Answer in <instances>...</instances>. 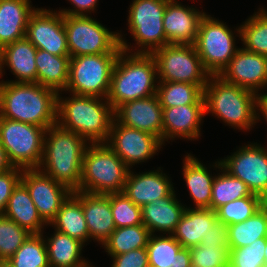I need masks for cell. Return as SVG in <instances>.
Segmentation results:
<instances>
[{"mask_svg": "<svg viewBox=\"0 0 267 267\" xmlns=\"http://www.w3.org/2000/svg\"><path fill=\"white\" fill-rule=\"evenodd\" d=\"M168 175L163 173L161 167L142 173H133L131 169L127 174L123 193L138 206H144L161 198H166L173 191Z\"/></svg>", "mask_w": 267, "mask_h": 267, "instance_id": "cell-20", "label": "cell"}, {"mask_svg": "<svg viewBox=\"0 0 267 267\" xmlns=\"http://www.w3.org/2000/svg\"><path fill=\"white\" fill-rule=\"evenodd\" d=\"M166 4L167 0L132 1L128 11L127 25L129 32L133 35V39L136 42L135 44L138 46L135 51L134 48L132 49L127 44V41L122 37V33H118L122 51L151 54L154 50L168 44L163 27V15Z\"/></svg>", "mask_w": 267, "mask_h": 267, "instance_id": "cell-7", "label": "cell"}, {"mask_svg": "<svg viewBox=\"0 0 267 267\" xmlns=\"http://www.w3.org/2000/svg\"><path fill=\"white\" fill-rule=\"evenodd\" d=\"M264 258H265V264H266V267H267V241H266V247H265Z\"/></svg>", "mask_w": 267, "mask_h": 267, "instance_id": "cell-51", "label": "cell"}, {"mask_svg": "<svg viewBox=\"0 0 267 267\" xmlns=\"http://www.w3.org/2000/svg\"><path fill=\"white\" fill-rule=\"evenodd\" d=\"M111 258L113 259L111 267H149L146 247L114 255Z\"/></svg>", "mask_w": 267, "mask_h": 267, "instance_id": "cell-45", "label": "cell"}, {"mask_svg": "<svg viewBox=\"0 0 267 267\" xmlns=\"http://www.w3.org/2000/svg\"><path fill=\"white\" fill-rule=\"evenodd\" d=\"M110 206L116 228L142 224L141 206L135 205L123 192L110 194Z\"/></svg>", "mask_w": 267, "mask_h": 267, "instance_id": "cell-41", "label": "cell"}, {"mask_svg": "<svg viewBox=\"0 0 267 267\" xmlns=\"http://www.w3.org/2000/svg\"><path fill=\"white\" fill-rule=\"evenodd\" d=\"M21 182L27 187L40 217L47 225L56 218L62 204L73 193L38 168L23 169Z\"/></svg>", "mask_w": 267, "mask_h": 267, "instance_id": "cell-16", "label": "cell"}, {"mask_svg": "<svg viewBox=\"0 0 267 267\" xmlns=\"http://www.w3.org/2000/svg\"><path fill=\"white\" fill-rule=\"evenodd\" d=\"M262 207V197L247 196L222 205L216 210V214L218 221L232 225L247 220Z\"/></svg>", "mask_w": 267, "mask_h": 267, "instance_id": "cell-39", "label": "cell"}, {"mask_svg": "<svg viewBox=\"0 0 267 267\" xmlns=\"http://www.w3.org/2000/svg\"><path fill=\"white\" fill-rule=\"evenodd\" d=\"M89 143L57 123L46 129L43 157L38 167L72 192L80 190L83 155Z\"/></svg>", "mask_w": 267, "mask_h": 267, "instance_id": "cell-2", "label": "cell"}, {"mask_svg": "<svg viewBox=\"0 0 267 267\" xmlns=\"http://www.w3.org/2000/svg\"><path fill=\"white\" fill-rule=\"evenodd\" d=\"M23 169L13 167L12 169L0 173V213L6 210L9 198L14 188L21 181Z\"/></svg>", "mask_w": 267, "mask_h": 267, "instance_id": "cell-44", "label": "cell"}, {"mask_svg": "<svg viewBox=\"0 0 267 267\" xmlns=\"http://www.w3.org/2000/svg\"><path fill=\"white\" fill-rule=\"evenodd\" d=\"M262 201H263V206L265 208H267V193L265 194V196L262 198Z\"/></svg>", "mask_w": 267, "mask_h": 267, "instance_id": "cell-50", "label": "cell"}, {"mask_svg": "<svg viewBox=\"0 0 267 267\" xmlns=\"http://www.w3.org/2000/svg\"><path fill=\"white\" fill-rule=\"evenodd\" d=\"M60 94H57V124L89 144L106 143L114 119L107 98L75 94L64 98Z\"/></svg>", "mask_w": 267, "mask_h": 267, "instance_id": "cell-3", "label": "cell"}, {"mask_svg": "<svg viewBox=\"0 0 267 267\" xmlns=\"http://www.w3.org/2000/svg\"><path fill=\"white\" fill-rule=\"evenodd\" d=\"M183 178L188 187L191 199L195 208L210 209L211 191L215 175L210 174V170L191 154L185 155L183 159Z\"/></svg>", "mask_w": 267, "mask_h": 267, "instance_id": "cell-29", "label": "cell"}, {"mask_svg": "<svg viewBox=\"0 0 267 267\" xmlns=\"http://www.w3.org/2000/svg\"><path fill=\"white\" fill-rule=\"evenodd\" d=\"M163 144L174 138L197 140L205 117V104L179 105L163 108Z\"/></svg>", "mask_w": 267, "mask_h": 267, "instance_id": "cell-22", "label": "cell"}, {"mask_svg": "<svg viewBox=\"0 0 267 267\" xmlns=\"http://www.w3.org/2000/svg\"><path fill=\"white\" fill-rule=\"evenodd\" d=\"M266 238H259L248 246L229 248V267H266Z\"/></svg>", "mask_w": 267, "mask_h": 267, "instance_id": "cell-42", "label": "cell"}, {"mask_svg": "<svg viewBox=\"0 0 267 267\" xmlns=\"http://www.w3.org/2000/svg\"><path fill=\"white\" fill-rule=\"evenodd\" d=\"M191 261L198 267H229V247L197 245L189 248Z\"/></svg>", "mask_w": 267, "mask_h": 267, "instance_id": "cell-43", "label": "cell"}, {"mask_svg": "<svg viewBox=\"0 0 267 267\" xmlns=\"http://www.w3.org/2000/svg\"><path fill=\"white\" fill-rule=\"evenodd\" d=\"M82 204L91 241L103 244L116 229L110 206V194H93L83 191L72 193Z\"/></svg>", "mask_w": 267, "mask_h": 267, "instance_id": "cell-21", "label": "cell"}, {"mask_svg": "<svg viewBox=\"0 0 267 267\" xmlns=\"http://www.w3.org/2000/svg\"><path fill=\"white\" fill-rule=\"evenodd\" d=\"M260 110V111H259ZM262 114V115H261ZM257 123L260 121V116L264 118L267 123V93H259L257 95Z\"/></svg>", "mask_w": 267, "mask_h": 267, "instance_id": "cell-48", "label": "cell"}, {"mask_svg": "<svg viewBox=\"0 0 267 267\" xmlns=\"http://www.w3.org/2000/svg\"><path fill=\"white\" fill-rule=\"evenodd\" d=\"M190 267H198V266L191 264Z\"/></svg>", "mask_w": 267, "mask_h": 267, "instance_id": "cell-52", "label": "cell"}, {"mask_svg": "<svg viewBox=\"0 0 267 267\" xmlns=\"http://www.w3.org/2000/svg\"><path fill=\"white\" fill-rule=\"evenodd\" d=\"M35 10L30 0H0V50L26 37L28 21Z\"/></svg>", "mask_w": 267, "mask_h": 267, "instance_id": "cell-26", "label": "cell"}, {"mask_svg": "<svg viewBox=\"0 0 267 267\" xmlns=\"http://www.w3.org/2000/svg\"><path fill=\"white\" fill-rule=\"evenodd\" d=\"M223 22L205 14L194 43L204 69L211 76L219 75L239 49L234 31Z\"/></svg>", "mask_w": 267, "mask_h": 267, "instance_id": "cell-12", "label": "cell"}, {"mask_svg": "<svg viewBox=\"0 0 267 267\" xmlns=\"http://www.w3.org/2000/svg\"><path fill=\"white\" fill-rule=\"evenodd\" d=\"M199 245H218L221 247H229L228 242V225L217 221L210 233L204 237Z\"/></svg>", "mask_w": 267, "mask_h": 267, "instance_id": "cell-46", "label": "cell"}, {"mask_svg": "<svg viewBox=\"0 0 267 267\" xmlns=\"http://www.w3.org/2000/svg\"><path fill=\"white\" fill-rule=\"evenodd\" d=\"M43 234H31L4 265L6 267H50Z\"/></svg>", "mask_w": 267, "mask_h": 267, "instance_id": "cell-38", "label": "cell"}, {"mask_svg": "<svg viewBox=\"0 0 267 267\" xmlns=\"http://www.w3.org/2000/svg\"><path fill=\"white\" fill-rule=\"evenodd\" d=\"M129 168L106 144H89L83 155L80 191L93 194L122 192Z\"/></svg>", "mask_w": 267, "mask_h": 267, "instance_id": "cell-6", "label": "cell"}, {"mask_svg": "<svg viewBox=\"0 0 267 267\" xmlns=\"http://www.w3.org/2000/svg\"><path fill=\"white\" fill-rule=\"evenodd\" d=\"M147 248L149 267H190L189 248H184L172 235L151 234Z\"/></svg>", "mask_w": 267, "mask_h": 267, "instance_id": "cell-28", "label": "cell"}, {"mask_svg": "<svg viewBox=\"0 0 267 267\" xmlns=\"http://www.w3.org/2000/svg\"><path fill=\"white\" fill-rule=\"evenodd\" d=\"M44 239L50 267L93 266L82 257V249L85 245L79 240L57 230H54L53 235Z\"/></svg>", "mask_w": 267, "mask_h": 267, "instance_id": "cell-30", "label": "cell"}, {"mask_svg": "<svg viewBox=\"0 0 267 267\" xmlns=\"http://www.w3.org/2000/svg\"><path fill=\"white\" fill-rule=\"evenodd\" d=\"M267 231V208L264 206L247 220L228 225L229 248L248 246L259 238H265Z\"/></svg>", "mask_w": 267, "mask_h": 267, "instance_id": "cell-36", "label": "cell"}, {"mask_svg": "<svg viewBox=\"0 0 267 267\" xmlns=\"http://www.w3.org/2000/svg\"><path fill=\"white\" fill-rule=\"evenodd\" d=\"M204 87L183 82H158L156 94L162 108L205 104Z\"/></svg>", "mask_w": 267, "mask_h": 267, "instance_id": "cell-34", "label": "cell"}, {"mask_svg": "<svg viewBox=\"0 0 267 267\" xmlns=\"http://www.w3.org/2000/svg\"><path fill=\"white\" fill-rule=\"evenodd\" d=\"M13 168V165L9 162L5 148L0 142V173L6 172Z\"/></svg>", "mask_w": 267, "mask_h": 267, "instance_id": "cell-49", "label": "cell"}, {"mask_svg": "<svg viewBox=\"0 0 267 267\" xmlns=\"http://www.w3.org/2000/svg\"><path fill=\"white\" fill-rule=\"evenodd\" d=\"M218 76L258 95L267 87V56L239 48Z\"/></svg>", "mask_w": 267, "mask_h": 267, "instance_id": "cell-17", "label": "cell"}, {"mask_svg": "<svg viewBox=\"0 0 267 267\" xmlns=\"http://www.w3.org/2000/svg\"><path fill=\"white\" fill-rule=\"evenodd\" d=\"M235 31L245 50L267 56V9L260 7Z\"/></svg>", "mask_w": 267, "mask_h": 267, "instance_id": "cell-35", "label": "cell"}, {"mask_svg": "<svg viewBox=\"0 0 267 267\" xmlns=\"http://www.w3.org/2000/svg\"><path fill=\"white\" fill-rule=\"evenodd\" d=\"M30 235L26 229L0 213V264L7 262Z\"/></svg>", "mask_w": 267, "mask_h": 267, "instance_id": "cell-40", "label": "cell"}, {"mask_svg": "<svg viewBox=\"0 0 267 267\" xmlns=\"http://www.w3.org/2000/svg\"><path fill=\"white\" fill-rule=\"evenodd\" d=\"M222 168L241 179L252 194L264 197L267 193V148L251 143L239 147L220 160Z\"/></svg>", "mask_w": 267, "mask_h": 267, "instance_id": "cell-13", "label": "cell"}, {"mask_svg": "<svg viewBox=\"0 0 267 267\" xmlns=\"http://www.w3.org/2000/svg\"><path fill=\"white\" fill-rule=\"evenodd\" d=\"M64 28L70 57L120 53L119 32L107 27L91 16L64 15Z\"/></svg>", "mask_w": 267, "mask_h": 267, "instance_id": "cell-10", "label": "cell"}, {"mask_svg": "<svg viewBox=\"0 0 267 267\" xmlns=\"http://www.w3.org/2000/svg\"><path fill=\"white\" fill-rule=\"evenodd\" d=\"M163 108L157 94L125 102L114 110L120 124L158 137L163 143Z\"/></svg>", "mask_w": 267, "mask_h": 267, "instance_id": "cell-18", "label": "cell"}, {"mask_svg": "<svg viewBox=\"0 0 267 267\" xmlns=\"http://www.w3.org/2000/svg\"><path fill=\"white\" fill-rule=\"evenodd\" d=\"M46 128L0 116V142L13 167L38 168L44 147Z\"/></svg>", "mask_w": 267, "mask_h": 267, "instance_id": "cell-9", "label": "cell"}, {"mask_svg": "<svg viewBox=\"0 0 267 267\" xmlns=\"http://www.w3.org/2000/svg\"><path fill=\"white\" fill-rule=\"evenodd\" d=\"M157 81V82H156ZM157 66L151 54L120 51L113 68L107 101L119 105L157 93Z\"/></svg>", "mask_w": 267, "mask_h": 267, "instance_id": "cell-4", "label": "cell"}, {"mask_svg": "<svg viewBox=\"0 0 267 267\" xmlns=\"http://www.w3.org/2000/svg\"><path fill=\"white\" fill-rule=\"evenodd\" d=\"M82 242L90 240L81 202L71 194L57 212L49 226Z\"/></svg>", "mask_w": 267, "mask_h": 267, "instance_id": "cell-32", "label": "cell"}, {"mask_svg": "<svg viewBox=\"0 0 267 267\" xmlns=\"http://www.w3.org/2000/svg\"><path fill=\"white\" fill-rule=\"evenodd\" d=\"M57 92L37 82L0 81V116L48 129L57 123Z\"/></svg>", "mask_w": 267, "mask_h": 267, "instance_id": "cell-1", "label": "cell"}, {"mask_svg": "<svg viewBox=\"0 0 267 267\" xmlns=\"http://www.w3.org/2000/svg\"><path fill=\"white\" fill-rule=\"evenodd\" d=\"M150 236L151 233L144 224L119 227L112 232L102 247L110 256L119 255L146 247Z\"/></svg>", "mask_w": 267, "mask_h": 267, "instance_id": "cell-37", "label": "cell"}, {"mask_svg": "<svg viewBox=\"0 0 267 267\" xmlns=\"http://www.w3.org/2000/svg\"><path fill=\"white\" fill-rule=\"evenodd\" d=\"M204 100L206 114L212 113L234 129L250 131L257 123V94L218 75L209 77Z\"/></svg>", "mask_w": 267, "mask_h": 267, "instance_id": "cell-5", "label": "cell"}, {"mask_svg": "<svg viewBox=\"0 0 267 267\" xmlns=\"http://www.w3.org/2000/svg\"><path fill=\"white\" fill-rule=\"evenodd\" d=\"M215 164V165H214ZM213 164L220 172L216 175L212 184L210 209L216 211L219 207L236 199L247 196H258L252 194L248 186L238 178L231 176L222 168L220 159Z\"/></svg>", "mask_w": 267, "mask_h": 267, "instance_id": "cell-33", "label": "cell"}, {"mask_svg": "<svg viewBox=\"0 0 267 267\" xmlns=\"http://www.w3.org/2000/svg\"><path fill=\"white\" fill-rule=\"evenodd\" d=\"M106 144L131 169L135 164L151 159L164 145L148 132L126 127L113 119Z\"/></svg>", "mask_w": 267, "mask_h": 267, "instance_id": "cell-14", "label": "cell"}, {"mask_svg": "<svg viewBox=\"0 0 267 267\" xmlns=\"http://www.w3.org/2000/svg\"><path fill=\"white\" fill-rule=\"evenodd\" d=\"M218 221L216 211L186 207L175 231L171 234L184 248L201 243Z\"/></svg>", "mask_w": 267, "mask_h": 267, "instance_id": "cell-25", "label": "cell"}, {"mask_svg": "<svg viewBox=\"0 0 267 267\" xmlns=\"http://www.w3.org/2000/svg\"><path fill=\"white\" fill-rule=\"evenodd\" d=\"M202 11L196 7H186L176 0H167L163 27L168 44L194 45L200 21L206 14Z\"/></svg>", "mask_w": 267, "mask_h": 267, "instance_id": "cell-19", "label": "cell"}, {"mask_svg": "<svg viewBox=\"0 0 267 267\" xmlns=\"http://www.w3.org/2000/svg\"><path fill=\"white\" fill-rule=\"evenodd\" d=\"M175 190L166 198L158 199L141 207L142 224L150 231L171 235L186 207L178 201ZM183 204V205H182Z\"/></svg>", "mask_w": 267, "mask_h": 267, "instance_id": "cell-24", "label": "cell"}, {"mask_svg": "<svg viewBox=\"0 0 267 267\" xmlns=\"http://www.w3.org/2000/svg\"><path fill=\"white\" fill-rule=\"evenodd\" d=\"M119 53L81 55L70 58L65 92L107 98Z\"/></svg>", "mask_w": 267, "mask_h": 267, "instance_id": "cell-8", "label": "cell"}, {"mask_svg": "<svg viewBox=\"0 0 267 267\" xmlns=\"http://www.w3.org/2000/svg\"><path fill=\"white\" fill-rule=\"evenodd\" d=\"M3 214L31 234H42L44 227L49 226L40 217L27 187L21 181L14 188Z\"/></svg>", "mask_w": 267, "mask_h": 267, "instance_id": "cell-27", "label": "cell"}, {"mask_svg": "<svg viewBox=\"0 0 267 267\" xmlns=\"http://www.w3.org/2000/svg\"><path fill=\"white\" fill-rule=\"evenodd\" d=\"M158 82L206 85L211 76L203 67L193 44H167L154 50Z\"/></svg>", "mask_w": 267, "mask_h": 267, "instance_id": "cell-11", "label": "cell"}, {"mask_svg": "<svg viewBox=\"0 0 267 267\" xmlns=\"http://www.w3.org/2000/svg\"><path fill=\"white\" fill-rule=\"evenodd\" d=\"M36 53L37 48L26 37L4 46L0 50V77L8 66L17 78L8 82H37Z\"/></svg>", "mask_w": 267, "mask_h": 267, "instance_id": "cell-23", "label": "cell"}, {"mask_svg": "<svg viewBox=\"0 0 267 267\" xmlns=\"http://www.w3.org/2000/svg\"><path fill=\"white\" fill-rule=\"evenodd\" d=\"M70 56H57L37 49V83L58 92L65 91L69 78Z\"/></svg>", "mask_w": 267, "mask_h": 267, "instance_id": "cell-31", "label": "cell"}, {"mask_svg": "<svg viewBox=\"0 0 267 267\" xmlns=\"http://www.w3.org/2000/svg\"><path fill=\"white\" fill-rule=\"evenodd\" d=\"M70 1V5L73 4L74 9H59L60 13L63 15H81L88 16V13L94 12L96 10L97 2L99 0H68Z\"/></svg>", "mask_w": 267, "mask_h": 267, "instance_id": "cell-47", "label": "cell"}, {"mask_svg": "<svg viewBox=\"0 0 267 267\" xmlns=\"http://www.w3.org/2000/svg\"><path fill=\"white\" fill-rule=\"evenodd\" d=\"M26 38L37 49L57 56H70L64 15L59 11L36 8L28 21Z\"/></svg>", "mask_w": 267, "mask_h": 267, "instance_id": "cell-15", "label": "cell"}]
</instances>
